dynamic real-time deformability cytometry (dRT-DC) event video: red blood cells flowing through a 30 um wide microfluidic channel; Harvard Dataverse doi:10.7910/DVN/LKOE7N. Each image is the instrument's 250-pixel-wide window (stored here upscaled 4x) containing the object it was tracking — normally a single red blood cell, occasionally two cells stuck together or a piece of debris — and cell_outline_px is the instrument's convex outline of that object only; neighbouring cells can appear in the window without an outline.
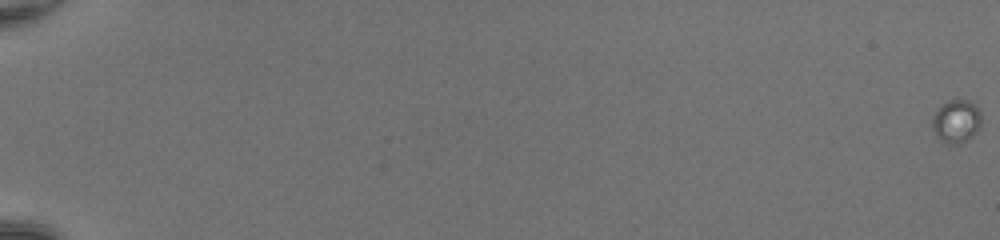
{"species": "common noctule bat (a hibernating species)", "species_latin": "Nyctalus noctula", "temperature_condition": "room temperature", "stored_images_in_passage": 47, "camera_frame_rate_fps": 3000, "um_per_image_px": 0.085, "animal": {"sex": "female", "body_mass_g": 20.0, "forearm_length_mm": 54.0}, "frame": {"image": 1, "passage_image": 1, "time_ms": 0.0, "image_size_px": [1000, 240], "cell_outline_px": [[980, 128], [972, 136], [960, 144], [948, 144], [940, 140], [936, 136], [932, 128], [932, 116], [940, 104], [948, 100], [968, 100], [980, 112]], "centroid_in_image_um": [81.24, 10.32], "position_along_channel_um": 3.8, "area_um2": 12.37}}